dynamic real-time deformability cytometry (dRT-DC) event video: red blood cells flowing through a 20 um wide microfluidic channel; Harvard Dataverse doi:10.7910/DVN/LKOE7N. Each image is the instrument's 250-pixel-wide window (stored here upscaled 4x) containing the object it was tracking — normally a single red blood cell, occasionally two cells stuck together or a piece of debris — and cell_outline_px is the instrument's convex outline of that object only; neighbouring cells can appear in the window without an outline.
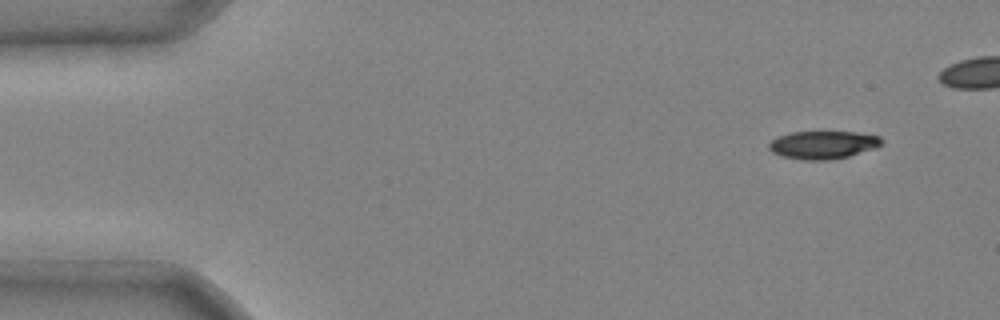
{"species": "common noctule bat (a hibernating species)", "species_latin": "Nyctalus noctula", "temperature_condition": "cold", "stored_images_in_passage": 4, "camera_frame_rate_fps": 3000, "um_per_image_px": 0.085, "animal": {"sex": "male", "body_mass_g": 20.4}, "frame": {"image": 1, "passage_image": 1, "time_ms": 0.0, "image_size_px": [1000, 320], "cell_outline_px": [[884, 144], [876, 148], [848, 156], [832, 160], [800, 160], [780, 156], [772, 152], [768, 148], [768, 144], [776, 136], [792, 132], [856, 132], [880, 136], [884, 140]], "centroid_in_image_um": [69.96, 12.32], "position_along_channel_um": 15.0, "area_um2": 18.67}}